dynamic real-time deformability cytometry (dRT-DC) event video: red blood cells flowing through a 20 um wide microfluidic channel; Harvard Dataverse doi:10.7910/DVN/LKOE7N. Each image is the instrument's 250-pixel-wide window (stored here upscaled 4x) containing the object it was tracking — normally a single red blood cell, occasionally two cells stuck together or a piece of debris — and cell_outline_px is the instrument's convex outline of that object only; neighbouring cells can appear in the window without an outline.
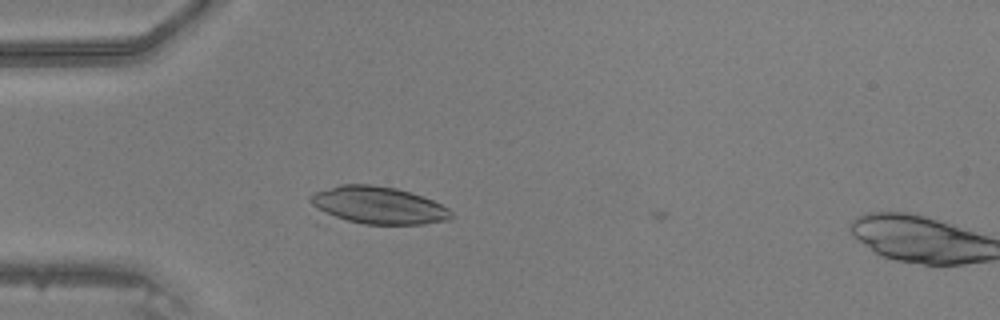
{"species": "common noctule bat (a hibernating species)", "species_latin": "Nyctalus noctula", "temperature_condition": "warm", "stored_images_in_passage": 6, "camera_frame_rate_fps": 3000, "um_per_image_px": 0.085, "animal": {"sex": "male", "body_mass_g": 20.5, "forearm_length_mm": 52.5}, "frame": {"image": 1, "passage_image": 5, "time_ms": 1.333, "image_size_px": [1000, 320], "cell_outline_px": [[456, 216], [452, 220], [424, 224], [364, 224], [324, 216], [308, 200], [308, 196], [316, 192], [340, 184], [372, 184], [396, 188], [412, 192], [424, 196], [448, 208]], "centroid_in_image_um": [32.16, 17.46], "position_along_channel_um": 52.8, "area_um2": 31.27}}